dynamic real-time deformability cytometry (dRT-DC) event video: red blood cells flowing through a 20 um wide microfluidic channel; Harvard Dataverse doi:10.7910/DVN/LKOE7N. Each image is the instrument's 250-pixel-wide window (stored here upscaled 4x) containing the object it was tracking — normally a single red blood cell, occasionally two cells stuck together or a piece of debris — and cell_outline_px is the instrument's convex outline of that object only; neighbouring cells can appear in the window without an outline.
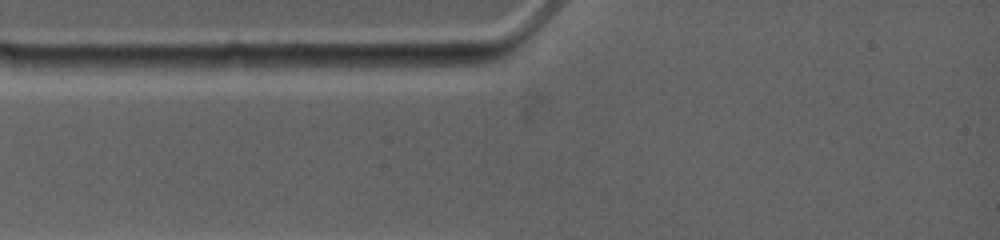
{"species": "common noctule bat (a hibernating species)", "species_latin": "Nyctalus noctula", "temperature_condition": "warm", "stored_images_in_passage": 4, "camera_frame_rate_fps": 4500, "um_per_image_px": 0.085, "animal": {"sex": "female", "body_mass_g": 19.0, "forearm_length_mm": 53.3}, "frame": {"image": 1, "passage_image": 2, "time_ms": 0.222, "image_size_px": [1000, 240], "cell_outline_px": [[396, 64], [368, 72], [272, 72], [260, 64], [296, 56], [384, 56]], "centroid_in_image_um": [27.95, 5.45], "position_along_channel_um": 57.1, "area_um2": 13.18}}